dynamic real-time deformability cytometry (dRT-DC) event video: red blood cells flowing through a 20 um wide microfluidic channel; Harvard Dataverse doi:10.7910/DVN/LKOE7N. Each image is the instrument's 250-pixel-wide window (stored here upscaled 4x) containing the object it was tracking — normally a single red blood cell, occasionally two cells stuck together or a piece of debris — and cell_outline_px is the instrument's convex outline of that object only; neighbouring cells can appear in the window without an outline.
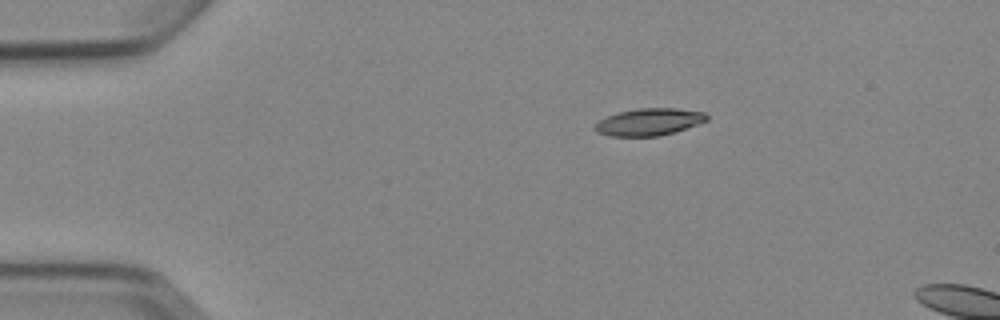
{"species": "Egyptian fruit bat (a non-hibernating species)", "species_latin": "Rousettus aegyptiacus", "temperature_condition": "cold", "stored_images_in_passage": 4, "camera_frame_rate_fps": 3000, "um_per_image_px": 0.085, "animal": {"sex": "female"}, "frame": {"image": 1, "passage_image": 4, "time_ms": 4.667, "image_size_px": [1000, 320], "cell_outline_px": [[708, 120], [660, 136], [608, 136], [596, 132], [592, 128], [600, 120], [608, 116], [620, 112], [640, 108], [676, 108], [704, 112], [708, 116]], "centroid_in_image_um": [55.14, 10.36], "position_along_channel_um": 29.9, "area_um2": 17.46}}